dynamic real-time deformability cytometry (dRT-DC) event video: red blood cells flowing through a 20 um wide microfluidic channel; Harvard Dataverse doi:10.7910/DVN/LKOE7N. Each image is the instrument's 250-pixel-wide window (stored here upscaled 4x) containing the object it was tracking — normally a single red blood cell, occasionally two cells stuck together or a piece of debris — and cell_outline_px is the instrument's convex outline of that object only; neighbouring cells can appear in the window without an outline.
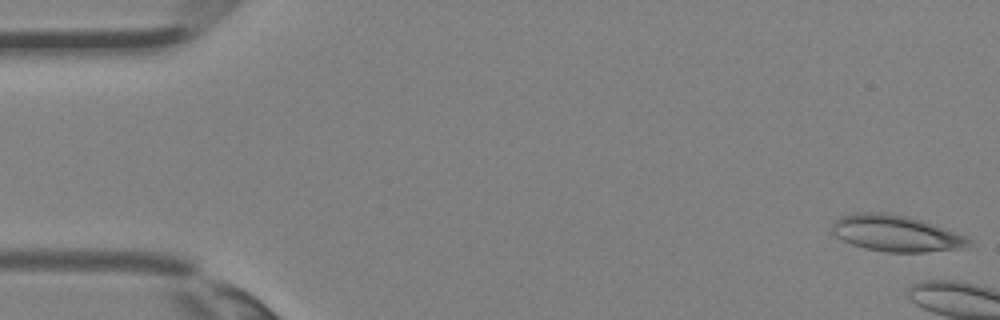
{"species": "Egyptian fruit bat (a non-hibernating species)", "species_latin": "Rousettus aegyptiacus", "temperature_condition": "room temperature", "stored_images_in_passage": 4, "camera_frame_rate_fps": 3000, "um_per_image_px": 0.085, "animal": {"sex": "female"}, "frame": {"image": 1, "passage_image": 1, "time_ms": 0.0, "image_size_px": [1000, 320], "cell_outline_px": [[972, 240], [968, 248], [924, 252], [888, 252], [864, 248], [852, 244], [836, 236], [832, 232], [832, 224], [840, 216], [856, 212], [884, 212], [908, 216], [924, 220], [964, 236]], "centroid_in_image_um": [76.16, 19.83], "position_along_channel_um": 8.8, "area_um2": 28.96}}